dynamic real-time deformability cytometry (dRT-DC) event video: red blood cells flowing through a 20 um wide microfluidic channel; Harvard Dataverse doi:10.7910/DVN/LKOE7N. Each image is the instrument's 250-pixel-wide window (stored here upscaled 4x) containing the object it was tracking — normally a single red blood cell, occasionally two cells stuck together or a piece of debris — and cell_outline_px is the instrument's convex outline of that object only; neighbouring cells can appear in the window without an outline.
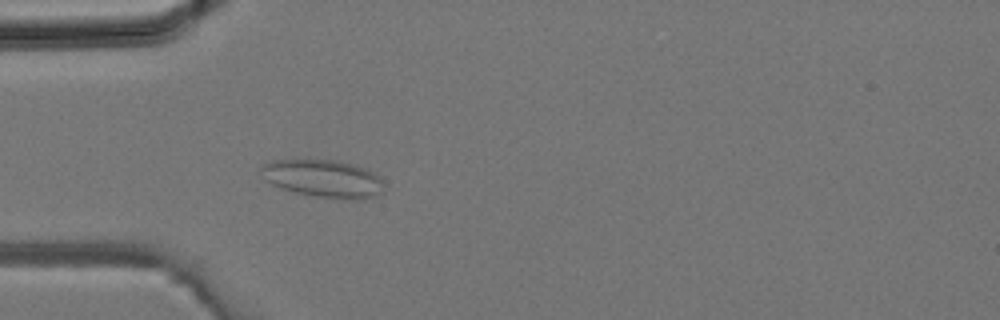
{"species": "common noctule bat (a hibernating species)", "species_latin": "Nyctalus noctula", "temperature_condition": "room temperature", "stored_images_in_passage": 38, "camera_frame_rate_fps": 3000, "um_per_image_px": 0.085, "animal": {"sex": "male", "body_mass_g": 19.2, "forearm_length_mm": 51.8}, "frame": {"image": 1, "passage_image": 12, "time_ms": 3.667, "image_size_px": [1000, 320], "cell_outline_px": [[380, 192], [372, 196], [356, 200], [352, 200], [316, 196], [296, 192], [280, 188], [272, 184], [268, 180], [260, 168], [260, 164], [272, 160], [336, 160], [352, 164], [364, 168], [372, 172], [380, 180]], "centroid_in_image_um": [27.41, 15.16], "position_along_channel_um": 57.6, "area_um2": 26.3}}
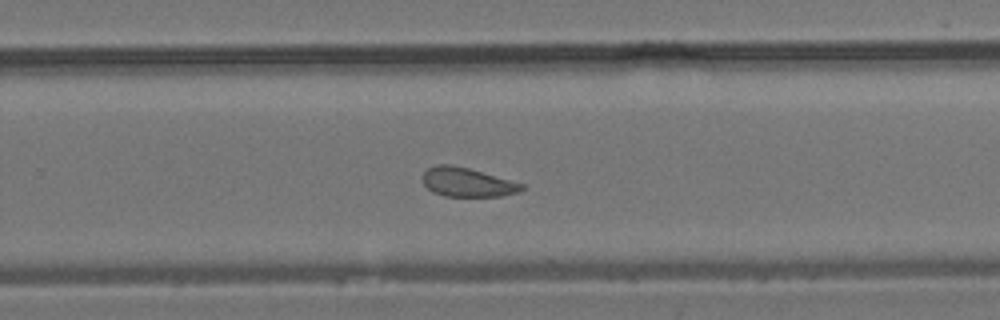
{"frame": {"image": 2, "passage_image": 25, "time_ms": 8.0, "image_size_px": [1000, 320], "cell_outline_px": [[524, 188], [520, 192], [500, 196], [444, 196], [432, 192], [424, 184], [420, 176], [428, 168], [440, 164], [452, 164], [468, 168], [524, 184]], "centroid_in_image_um": [39.69, 15.49], "position_along_channel_um": 290.1, "area_um2": 16.76}}
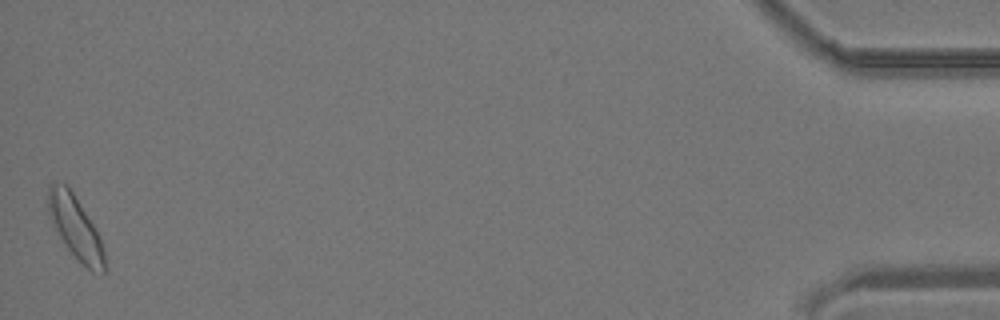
{"frame": {"image": 3, "passage_image": 38, "time_ms": 12.333, "image_size_px": [1000, 320], "cell_outline_px": [[104, 272], [92, 272], [68, 248], [60, 236], [48, 212], [48, 184], [68, 184], [100, 236], [104, 252]], "centroid_in_image_um": [6.42, 19.29], "position_along_channel_um": 428.8, "area_um2": 19.88}}